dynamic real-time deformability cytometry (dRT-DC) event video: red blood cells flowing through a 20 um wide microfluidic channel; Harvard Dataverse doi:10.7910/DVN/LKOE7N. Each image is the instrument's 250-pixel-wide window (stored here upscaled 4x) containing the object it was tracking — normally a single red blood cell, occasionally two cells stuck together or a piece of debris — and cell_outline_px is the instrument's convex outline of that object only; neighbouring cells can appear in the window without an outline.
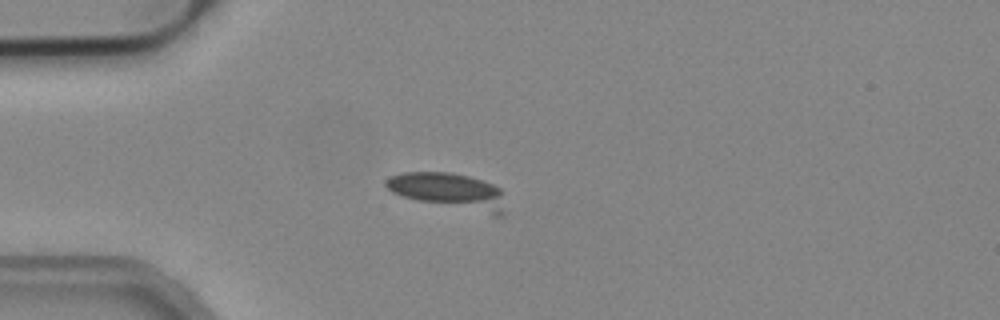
{"species": "common noctule bat (a hibernating species)", "species_latin": "Nyctalus noctula", "temperature_condition": "cold", "stored_images_in_passage": 20, "camera_frame_rate_fps": 3000, "um_per_image_px": 0.085, "animal": {"sex": "male", "body_mass_g": 19.2, "forearm_length_mm": 51.8}, "frame": {"image": 1, "passage_image": 1, "time_ms": 0.0, "image_size_px": [1000, 320], "cell_outline_px": [[504, 216], [492, 216], [416, 200], [400, 196], [392, 192], [384, 184], [384, 180], [388, 176], [404, 172], [452, 172], [468, 176], [492, 184], [500, 188], [504, 192]], "centroid_in_image_um": [38.18, 16.25], "position_along_channel_um": 46.8, "area_um2": 25.43}}